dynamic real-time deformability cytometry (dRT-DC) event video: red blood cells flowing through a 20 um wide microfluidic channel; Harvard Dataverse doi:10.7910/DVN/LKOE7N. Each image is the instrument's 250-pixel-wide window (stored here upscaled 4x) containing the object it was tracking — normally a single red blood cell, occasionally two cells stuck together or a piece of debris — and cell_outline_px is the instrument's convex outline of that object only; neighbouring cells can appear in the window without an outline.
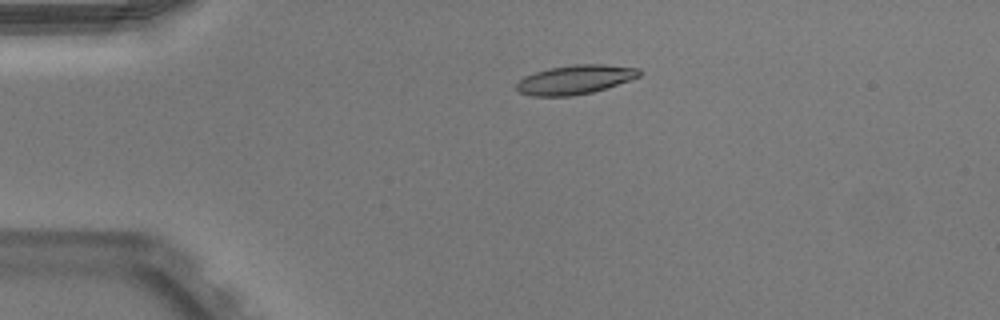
{"species": "Egyptian fruit bat (a non-hibernating species)", "species_latin": "Rousettus aegyptiacus", "temperature_condition": "warm", "stored_images_in_passage": 41, "camera_frame_rate_fps": 3000, "um_per_image_px": 0.085, "animal": {"sex": "male"}, "frame": {"image": 1, "passage_image": 1, "time_ms": 0.0, "image_size_px": [1000, 320], "cell_outline_px": [[644, 72], [640, 76], [592, 92], [572, 96], [532, 96], [520, 92], [516, 88], [516, 84], [524, 76], [548, 68], [576, 64], [604, 64], [640, 68]], "centroid_in_image_um": [48.89, 6.76], "position_along_channel_um": 36.1, "area_um2": 20.75}}
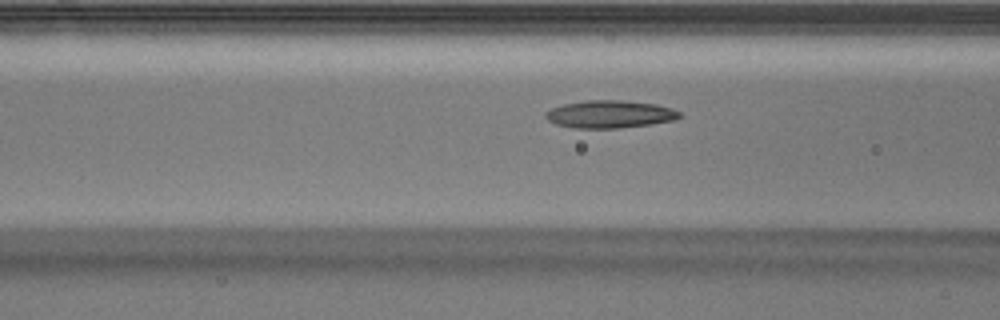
{"frame": {"image": 2, "passage_image": 10, "time_ms": 3.0, "image_size_px": [1000, 320], "cell_outline_px": [[680, 116], [676, 120], [652, 124], [620, 128], [576, 128], [556, 124], [548, 120], [544, 116], [544, 112], [552, 108], [564, 104], [588, 100], [624, 100], [656, 104], [672, 108], [680, 112]], "centroid_in_image_um": [51.85, 9.71], "position_along_channel_um": 114.8, "area_um2": 21.62}}
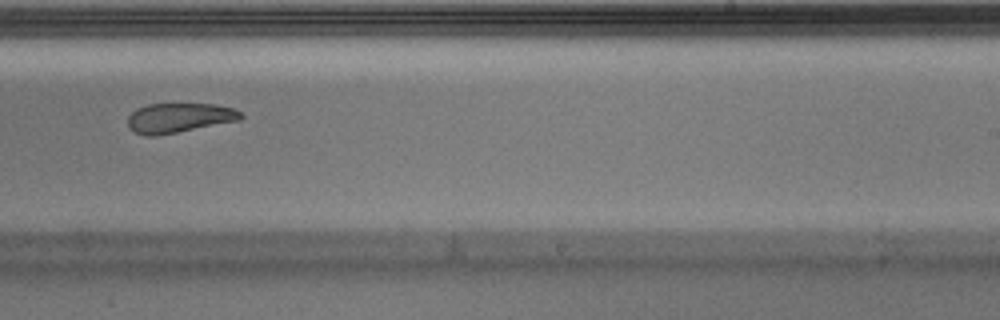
{"frame": {"image": 3, "passage_image": 22, "time_ms": 7.0, "image_size_px": [1000, 320], "cell_outline_px": [[244, 116], [240, 120], [156, 136], [148, 136], [136, 132], [128, 128], [128, 116], [136, 108], [148, 104], [216, 104], [232, 108], [240, 112]], "centroid_in_image_um": [15.2, 10.01], "position_along_channel_um": 273.8, "area_um2": 19.42}, "authors_computed_cell_mechanics": {"area_um2": 21.5016, "velocity_mm_per_s": 3.9715, "shape_relaxation_time_tau1_ms": null, "shape_relaxation_time_tau2_ms": 3.724, "deformation_change_tau1": null, "deformation_change_tau2": 0.1124}}